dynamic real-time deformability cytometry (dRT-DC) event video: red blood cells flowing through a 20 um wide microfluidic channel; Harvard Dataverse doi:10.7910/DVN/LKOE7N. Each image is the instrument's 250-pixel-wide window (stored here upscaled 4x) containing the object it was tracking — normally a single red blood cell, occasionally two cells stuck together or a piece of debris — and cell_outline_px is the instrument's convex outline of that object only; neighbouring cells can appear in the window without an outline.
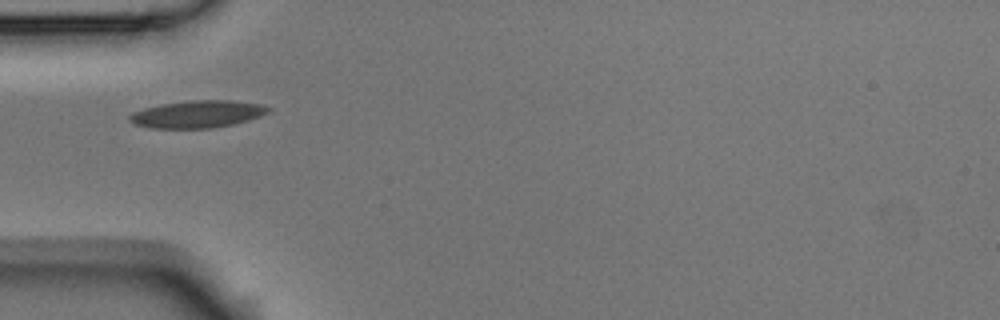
{"species": "Egyptian fruit bat (a non-hibernating species)", "species_latin": "Rousettus aegyptiacus", "temperature_condition": "room temperature", "stored_images_in_passage": 1, "camera_frame_rate_fps": 3000, "um_per_image_px": 0.085, "animal": {"sex": "male"}, "frame": {"image": 1, "passage_image": 1, "time_ms": 0.0, "image_size_px": [1000, 320], "cell_outline_px": [[272, 108], [268, 112], [260, 116], [248, 120], [232, 124], [212, 128], [148, 128], [136, 124], [128, 120], [128, 116], [132, 112], [144, 108], [160, 104], [188, 100], [232, 100], [260, 104]], "centroid_in_image_um": [16.76, 9.69], "position_along_channel_um": 68.2, "area_um2": 22.14}}